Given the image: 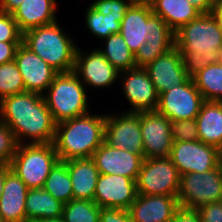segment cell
Listing matches in <instances>:
<instances>
[{"mask_svg":"<svg viewBox=\"0 0 222 222\" xmlns=\"http://www.w3.org/2000/svg\"><path fill=\"white\" fill-rule=\"evenodd\" d=\"M30 222H64L62 218H56V219H36Z\"/></svg>","mask_w":222,"mask_h":222,"instance_id":"47","label":"cell"},{"mask_svg":"<svg viewBox=\"0 0 222 222\" xmlns=\"http://www.w3.org/2000/svg\"><path fill=\"white\" fill-rule=\"evenodd\" d=\"M58 21L23 33L22 43L58 73L74 71L78 45ZM77 45V46H76Z\"/></svg>","mask_w":222,"mask_h":222,"instance_id":"4","label":"cell"},{"mask_svg":"<svg viewBox=\"0 0 222 222\" xmlns=\"http://www.w3.org/2000/svg\"><path fill=\"white\" fill-rule=\"evenodd\" d=\"M100 174L122 175L136 181L144 158L103 142L93 153Z\"/></svg>","mask_w":222,"mask_h":222,"instance_id":"18","label":"cell"},{"mask_svg":"<svg viewBox=\"0 0 222 222\" xmlns=\"http://www.w3.org/2000/svg\"><path fill=\"white\" fill-rule=\"evenodd\" d=\"M137 195L136 181L132 178L99 174L93 201L99 207L128 210Z\"/></svg>","mask_w":222,"mask_h":222,"instance_id":"15","label":"cell"},{"mask_svg":"<svg viewBox=\"0 0 222 222\" xmlns=\"http://www.w3.org/2000/svg\"><path fill=\"white\" fill-rule=\"evenodd\" d=\"M180 175L202 173L217 168V148L200 140L173 142L169 156Z\"/></svg>","mask_w":222,"mask_h":222,"instance_id":"11","label":"cell"},{"mask_svg":"<svg viewBox=\"0 0 222 222\" xmlns=\"http://www.w3.org/2000/svg\"><path fill=\"white\" fill-rule=\"evenodd\" d=\"M212 13L214 14L216 19L218 20V23L220 25V29L222 30V3L215 5Z\"/></svg>","mask_w":222,"mask_h":222,"instance_id":"46","label":"cell"},{"mask_svg":"<svg viewBox=\"0 0 222 222\" xmlns=\"http://www.w3.org/2000/svg\"><path fill=\"white\" fill-rule=\"evenodd\" d=\"M196 211L202 222H222V201L203 205Z\"/></svg>","mask_w":222,"mask_h":222,"instance_id":"39","label":"cell"},{"mask_svg":"<svg viewBox=\"0 0 222 222\" xmlns=\"http://www.w3.org/2000/svg\"><path fill=\"white\" fill-rule=\"evenodd\" d=\"M63 205L43 188L29 189L25 202L27 222L62 218Z\"/></svg>","mask_w":222,"mask_h":222,"instance_id":"26","label":"cell"},{"mask_svg":"<svg viewBox=\"0 0 222 222\" xmlns=\"http://www.w3.org/2000/svg\"><path fill=\"white\" fill-rule=\"evenodd\" d=\"M146 44L153 46H175V32L155 14L151 16V31L146 36Z\"/></svg>","mask_w":222,"mask_h":222,"instance_id":"33","label":"cell"},{"mask_svg":"<svg viewBox=\"0 0 222 222\" xmlns=\"http://www.w3.org/2000/svg\"><path fill=\"white\" fill-rule=\"evenodd\" d=\"M104 142L111 147L141 155L144 158L140 113L106 114Z\"/></svg>","mask_w":222,"mask_h":222,"instance_id":"9","label":"cell"},{"mask_svg":"<svg viewBox=\"0 0 222 222\" xmlns=\"http://www.w3.org/2000/svg\"><path fill=\"white\" fill-rule=\"evenodd\" d=\"M150 5L153 14L160 16L174 32L200 15L188 0H151Z\"/></svg>","mask_w":222,"mask_h":222,"instance_id":"25","label":"cell"},{"mask_svg":"<svg viewBox=\"0 0 222 222\" xmlns=\"http://www.w3.org/2000/svg\"><path fill=\"white\" fill-rule=\"evenodd\" d=\"M103 41L104 49L101 47L98 50L119 73L136 68L134 54L128 48L120 33L111 34Z\"/></svg>","mask_w":222,"mask_h":222,"instance_id":"27","label":"cell"},{"mask_svg":"<svg viewBox=\"0 0 222 222\" xmlns=\"http://www.w3.org/2000/svg\"><path fill=\"white\" fill-rule=\"evenodd\" d=\"M131 3L150 4L151 0H129Z\"/></svg>","mask_w":222,"mask_h":222,"instance_id":"49","label":"cell"},{"mask_svg":"<svg viewBox=\"0 0 222 222\" xmlns=\"http://www.w3.org/2000/svg\"><path fill=\"white\" fill-rule=\"evenodd\" d=\"M59 161L53 143H24L17 146L10 167L28 189H37L44 187L50 171Z\"/></svg>","mask_w":222,"mask_h":222,"instance_id":"6","label":"cell"},{"mask_svg":"<svg viewBox=\"0 0 222 222\" xmlns=\"http://www.w3.org/2000/svg\"><path fill=\"white\" fill-rule=\"evenodd\" d=\"M213 1L215 5L222 3V0H213Z\"/></svg>","mask_w":222,"mask_h":222,"instance_id":"51","label":"cell"},{"mask_svg":"<svg viewBox=\"0 0 222 222\" xmlns=\"http://www.w3.org/2000/svg\"><path fill=\"white\" fill-rule=\"evenodd\" d=\"M71 179L74 199L93 201L99 170L92 158L64 161Z\"/></svg>","mask_w":222,"mask_h":222,"instance_id":"23","label":"cell"},{"mask_svg":"<svg viewBox=\"0 0 222 222\" xmlns=\"http://www.w3.org/2000/svg\"><path fill=\"white\" fill-rule=\"evenodd\" d=\"M25 84L15 61L0 65V101L10 95L25 92Z\"/></svg>","mask_w":222,"mask_h":222,"instance_id":"32","label":"cell"},{"mask_svg":"<svg viewBox=\"0 0 222 222\" xmlns=\"http://www.w3.org/2000/svg\"><path fill=\"white\" fill-rule=\"evenodd\" d=\"M18 143L12 130L0 120V164L10 165Z\"/></svg>","mask_w":222,"mask_h":222,"instance_id":"35","label":"cell"},{"mask_svg":"<svg viewBox=\"0 0 222 222\" xmlns=\"http://www.w3.org/2000/svg\"><path fill=\"white\" fill-rule=\"evenodd\" d=\"M26 184L13 170L6 173L3 193L0 198V216L2 222H27L26 196L28 192Z\"/></svg>","mask_w":222,"mask_h":222,"instance_id":"21","label":"cell"},{"mask_svg":"<svg viewBox=\"0 0 222 222\" xmlns=\"http://www.w3.org/2000/svg\"><path fill=\"white\" fill-rule=\"evenodd\" d=\"M144 69L148 72L158 94L174 86H180L189 79L183 66L182 55L176 46L157 57Z\"/></svg>","mask_w":222,"mask_h":222,"instance_id":"17","label":"cell"},{"mask_svg":"<svg viewBox=\"0 0 222 222\" xmlns=\"http://www.w3.org/2000/svg\"><path fill=\"white\" fill-rule=\"evenodd\" d=\"M22 42H0V65L14 61L17 47Z\"/></svg>","mask_w":222,"mask_h":222,"instance_id":"41","label":"cell"},{"mask_svg":"<svg viewBox=\"0 0 222 222\" xmlns=\"http://www.w3.org/2000/svg\"><path fill=\"white\" fill-rule=\"evenodd\" d=\"M195 120L198 140L217 148L222 141V101H204Z\"/></svg>","mask_w":222,"mask_h":222,"instance_id":"24","label":"cell"},{"mask_svg":"<svg viewBox=\"0 0 222 222\" xmlns=\"http://www.w3.org/2000/svg\"><path fill=\"white\" fill-rule=\"evenodd\" d=\"M218 62L222 65V49L220 50V53H219V61Z\"/></svg>","mask_w":222,"mask_h":222,"instance_id":"50","label":"cell"},{"mask_svg":"<svg viewBox=\"0 0 222 222\" xmlns=\"http://www.w3.org/2000/svg\"><path fill=\"white\" fill-rule=\"evenodd\" d=\"M180 174L169 157L144 158L136 179V189L142 195L177 196Z\"/></svg>","mask_w":222,"mask_h":222,"instance_id":"8","label":"cell"},{"mask_svg":"<svg viewBox=\"0 0 222 222\" xmlns=\"http://www.w3.org/2000/svg\"><path fill=\"white\" fill-rule=\"evenodd\" d=\"M84 16L87 30L93 36L103 40L111 34L120 32L121 21L125 14H113L110 12L108 15H103L89 5Z\"/></svg>","mask_w":222,"mask_h":222,"instance_id":"29","label":"cell"},{"mask_svg":"<svg viewBox=\"0 0 222 222\" xmlns=\"http://www.w3.org/2000/svg\"><path fill=\"white\" fill-rule=\"evenodd\" d=\"M106 114H86L56 124L54 146L60 161L92 158L104 142Z\"/></svg>","mask_w":222,"mask_h":222,"instance_id":"3","label":"cell"},{"mask_svg":"<svg viewBox=\"0 0 222 222\" xmlns=\"http://www.w3.org/2000/svg\"><path fill=\"white\" fill-rule=\"evenodd\" d=\"M172 141L198 140V126L195 119L170 120Z\"/></svg>","mask_w":222,"mask_h":222,"instance_id":"34","label":"cell"},{"mask_svg":"<svg viewBox=\"0 0 222 222\" xmlns=\"http://www.w3.org/2000/svg\"><path fill=\"white\" fill-rule=\"evenodd\" d=\"M74 72L85 87L108 88L119 79V72L106 60L98 48L89 53L77 47Z\"/></svg>","mask_w":222,"mask_h":222,"instance_id":"13","label":"cell"},{"mask_svg":"<svg viewBox=\"0 0 222 222\" xmlns=\"http://www.w3.org/2000/svg\"><path fill=\"white\" fill-rule=\"evenodd\" d=\"M217 152H218V160L220 165L222 166V141L219 144V146L217 147Z\"/></svg>","mask_w":222,"mask_h":222,"instance_id":"48","label":"cell"},{"mask_svg":"<svg viewBox=\"0 0 222 222\" xmlns=\"http://www.w3.org/2000/svg\"><path fill=\"white\" fill-rule=\"evenodd\" d=\"M56 0H24L12 13L19 30L25 31L57 21Z\"/></svg>","mask_w":222,"mask_h":222,"instance_id":"22","label":"cell"},{"mask_svg":"<svg viewBox=\"0 0 222 222\" xmlns=\"http://www.w3.org/2000/svg\"><path fill=\"white\" fill-rule=\"evenodd\" d=\"M200 14L212 13L214 9L213 0H188Z\"/></svg>","mask_w":222,"mask_h":222,"instance_id":"43","label":"cell"},{"mask_svg":"<svg viewBox=\"0 0 222 222\" xmlns=\"http://www.w3.org/2000/svg\"><path fill=\"white\" fill-rule=\"evenodd\" d=\"M14 61L22 75L25 90L28 92L43 95L58 74L23 43L17 47Z\"/></svg>","mask_w":222,"mask_h":222,"instance_id":"16","label":"cell"},{"mask_svg":"<svg viewBox=\"0 0 222 222\" xmlns=\"http://www.w3.org/2000/svg\"><path fill=\"white\" fill-rule=\"evenodd\" d=\"M177 198L180 207L188 210L222 201V166L207 172L180 175Z\"/></svg>","mask_w":222,"mask_h":222,"instance_id":"7","label":"cell"},{"mask_svg":"<svg viewBox=\"0 0 222 222\" xmlns=\"http://www.w3.org/2000/svg\"><path fill=\"white\" fill-rule=\"evenodd\" d=\"M11 169L10 165L0 164V198L3 193L4 182L6 179V173Z\"/></svg>","mask_w":222,"mask_h":222,"instance_id":"45","label":"cell"},{"mask_svg":"<svg viewBox=\"0 0 222 222\" xmlns=\"http://www.w3.org/2000/svg\"><path fill=\"white\" fill-rule=\"evenodd\" d=\"M43 189L63 204H67L74 199L71 179L67 165L64 162L59 161L53 167Z\"/></svg>","mask_w":222,"mask_h":222,"instance_id":"30","label":"cell"},{"mask_svg":"<svg viewBox=\"0 0 222 222\" xmlns=\"http://www.w3.org/2000/svg\"><path fill=\"white\" fill-rule=\"evenodd\" d=\"M180 208L177 196L138 194L128 211L132 222H171Z\"/></svg>","mask_w":222,"mask_h":222,"instance_id":"19","label":"cell"},{"mask_svg":"<svg viewBox=\"0 0 222 222\" xmlns=\"http://www.w3.org/2000/svg\"><path fill=\"white\" fill-rule=\"evenodd\" d=\"M139 113L144 158L169 157L173 144L170 120L157 111Z\"/></svg>","mask_w":222,"mask_h":222,"instance_id":"14","label":"cell"},{"mask_svg":"<svg viewBox=\"0 0 222 222\" xmlns=\"http://www.w3.org/2000/svg\"><path fill=\"white\" fill-rule=\"evenodd\" d=\"M64 222H99L100 207L89 200L73 199L63 205Z\"/></svg>","mask_w":222,"mask_h":222,"instance_id":"31","label":"cell"},{"mask_svg":"<svg viewBox=\"0 0 222 222\" xmlns=\"http://www.w3.org/2000/svg\"><path fill=\"white\" fill-rule=\"evenodd\" d=\"M23 33L19 30L12 13L0 11V42H22Z\"/></svg>","mask_w":222,"mask_h":222,"instance_id":"36","label":"cell"},{"mask_svg":"<svg viewBox=\"0 0 222 222\" xmlns=\"http://www.w3.org/2000/svg\"><path fill=\"white\" fill-rule=\"evenodd\" d=\"M192 79L204 101H222V65L219 62L206 66Z\"/></svg>","mask_w":222,"mask_h":222,"instance_id":"28","label":"cell"},{"mask_svg":"<svg viewBox=\"0 0 222 222\" xmlns=\"http://www.w3.org/2000/svg\"><path fill=\"white\" fill-rule=\"evenodd\" d=\"M174 46H153L144 44L134 54L136 68H145L148 64L152 63L157 57L165 54Z\"/></svg>","mask_w":222,"mask_h":222,"instance_id":"37","label":"cell"},{"mask_svg":"<svg viewBox=\"0 0 222 222\" xmlns=\"http://www.w3.org/2000/svg\"><path fill=\"white\" fill-rule=\"evenodd\" d=\"M0 120L12 130L18 145L54 142L57 123L41 94L25 91L3 98Z\"/></svg>","mask_w":222,"mask_h":222,"instance_id":"1","label":"cell"},{"mask_svg":"<svg viewBox=\"0 0 222 222\" xmlns=\"http://www.w3.org/2000/svg\"><path fill=\"white\" fill-rule=\"evenodd\" d=\"M132 3L129 0H94L90 5L103 15H108L110 12L113 14H125L126 10Z\"/></svg>","mask_w":222,"mask_h":222,"instance_id":"38","label":"cell"},{"mask_svg":"<svg viewBox=\"0 0 222 222\" xmlns=\"http://www.w3.org/2000/svg\"><path fill=\"white\" fill-rule=\"evenodd\" d=\"M99 222H132L128 210L100 207Z\"/></svg>","mask_w":222,"mask_h":222,"instance_id":"40","label":"cell"},{"mask_svg":"<svg viewBox=\"0 0 222 222\" xmlns=\"http://www.w3.org/2000/svg\"><path fill=\"white\" fill-rule=\"evenodd\" d=\"M85 89L74 71L55 76L43 97L56 123L89 113Z\"/></svg>","mask_w":222,"mask_h":222,"instance_id":"5","label":"cell"},{"mask_svg":"<svg viewBox=\"0 0 222 222\" xmlns=\"http://www.w3.org/2000/svg\"><path fill=\"white\" fill-rule=\"evenodd\" d=\"M122 91L130 107L127 112L156 111L159 94L144 68H134L119 73Z\"/></svg>","mask_w":222,"mask_h":222,"instance_id":"12","label":"cell"},{"mask_svg":"<svg viewBox=\"0 0 222 222\" xmlns=\"http://www.w3.org/2000/svg\"><path fill=\"white\" fill-rule=\"evenodd\" d=\"M24 0H0V11L5 13H13Z\"/></svg>","mask_w":222,"mask_h":222,"instance_id":"44","label":"cell"},{"mask_svg":"<svg viewBox=\"0 0 222 222\" xmlns=\"http://www.w3.org/2000/svg\"><path fill=\"white\" fill-rule=\"evenodd\" d=\"M152 15L150 4L132 3L125 12L119 33L133 54L145 44L146 36L150 34Z\"/></svg>","mask_w":222,"mask_h":222,"instance_id":"20","label":"cell"},{"mask_svg":"<svg viewBox=\"0 0 222 222\" xmlns=\"http://www.w3.org/2000/svg\"><path fill=\"white\" fill-rule=\"evenodd\" d=\"M175 46L189 78L210 64L219 61L222 49V30L213 13L200 14L175 32Z\"/></svg>","mask_w":222,"mask_h":222,"instance_id":"2","label":"cell"},{"mask_svg":"<svg viewBox=\"0 0 222 222\" xmlns=\"http://www.w3.org/2000/svg\"><path fill=\"white\" fill-rule=\"evenodd\" d=\"M203 102L202 94L189 78L184 84L160 93L156 111L169 120L195 119Z\"/></svg>","mask_w":222,"mask_h":222,"instance_id":"10","label":"cell"},{"mask_svg":"<svg viewBox=\"0 0 222 222\" xmlns=\"http://www.w3.org/2000/svg\"><path fill=\"white\" fill-rule=\"evenodd\" d=\"M171 222H202L201 218L196 210H188L180 208Z\"/></svg>","mask_w":222,"mask_h":222,"instance_id":"42","label":"cell"}]
</instances>
